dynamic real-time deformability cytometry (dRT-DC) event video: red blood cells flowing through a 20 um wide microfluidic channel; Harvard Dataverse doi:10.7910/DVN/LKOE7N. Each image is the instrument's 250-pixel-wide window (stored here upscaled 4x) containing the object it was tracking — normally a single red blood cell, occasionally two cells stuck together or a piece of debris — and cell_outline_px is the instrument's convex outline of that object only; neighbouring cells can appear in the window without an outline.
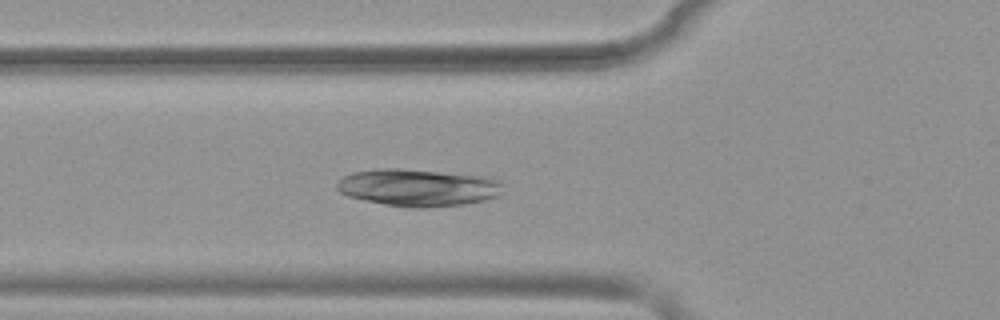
{"species": "common noctule bat (a hibernating species)", "species_latin": "Nyctalus noctula", "temperature_condition": "warm", "stored_images_in_passage": 52, "camera_frame_rate_fps": 3000, "um_per_image_px": 0.085, "animal": {"sex": "female", "body_mass_g": 19.9}, "frame": {"image": 1, "passage_image": 19, "time_ms": 6.0, "image_size_px": [1000, 320], "cell_outline_px": [[504, 192], [500, 196], [484, 200], [464, 204], [428, 208], [412, 208], [384, 204], [364, 200], [348, 196], [340, 192], [336, 188], [336, 184], [344, 176], [352, 172], [376, 168], [400, 168], [492, 176], [500, 180]], "centroid_in_image_um": [35.59, 15.93], "position_along_channel_um": 90.2, "area_um2": 36.7}}
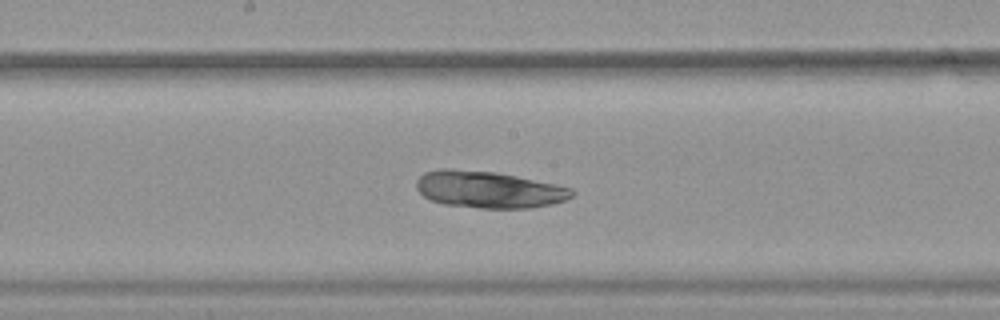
{"frame": {"image": 2, "passage_image": 28, "time_ms": 9.0, "image_size_px": [1000, 320], "cell_outline_px": [[576, 192], [572, 196], [564, 200], [552, 204], [528, 208], [480, 208], [444, 204], [432, 200], [424, 196], [416, 188], [416, 180], [424, 172], [440, 168], [452, 168], [496, 172], [556, 184], [572, 188]], "centroid_in_image_um": [41.53, 16.1], "position_along_channel_um": 206.7, "area_um2": 33.47}}
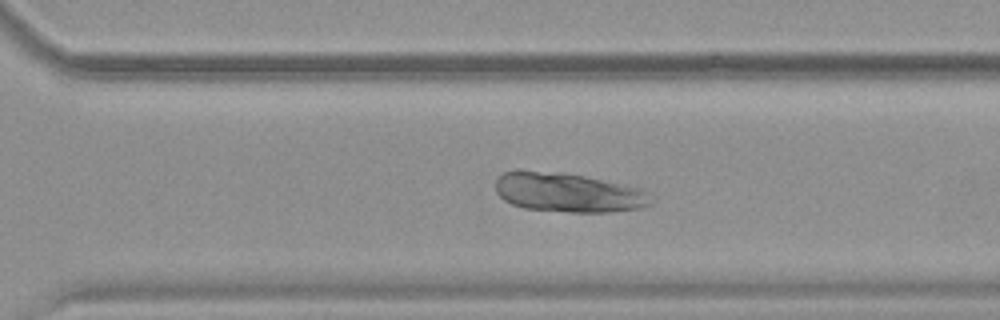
{"frame": {"image": 3, "passage_image": 37, "time_ms": 12.0, "image_size_px": [1000, 320], "cell_outline_px": [[656, 200], [652, 204], [640, 208], [608, 212], [568, 212], [524, 208], [512, 204], [504, 200], [496, 192], [496, 176], [504, 172], [564, 172], [644, 188], [652, 192]], "centroid_in_image_um": [48.41, 16.38], "position_along_channel_um": 322.2, "area_um2": 35.84}}